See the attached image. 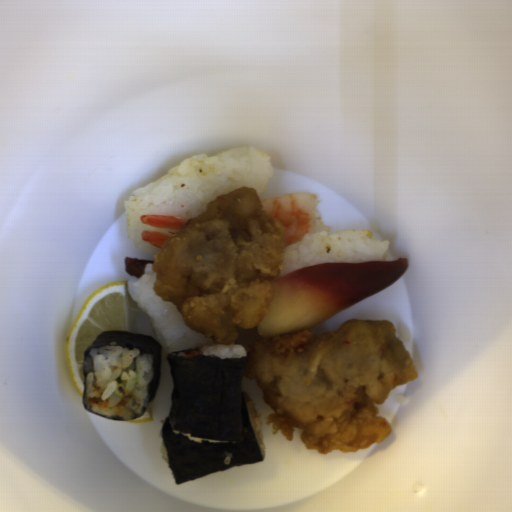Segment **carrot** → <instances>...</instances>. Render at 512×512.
Segmentation results:
<instances>
[{"label":"carrot","mask_w":512,"mask_h":512,"mask_svg":"<svg viewBox=\"0 0 512 512\" xmlns=\"http://www.w3.org/2000/svg\"><path fill=\"white\" fill-rule=\"evenodd\" d=\"M88 401H89L90 405H97V406L102 407V408L109 407L108 401H103V400H101L100 398H97V397L90 398V399H88Z\"/></svg>","instance_id":"b8716197"},{"label":"carrot","mask_w":512,"mask_h":512,"mask_svg":"<svg viewBox=\"0 0 512 512\" xmlns=\"http://www.w3.org/2000/svg\"><path fill=\"white\" fill-rule=\"evenodd\" d=\"M93 387H94V390H96V391H99V389H100V386L98 387L96 384Z\"/></svg>","instance_id":"07d2c1c8"},{"label":"carrot","mask_w":512,"mask_h":512,"mask_svg":"<svg viewBox=\"0 0 512 512\" xmlns=\"http://www.w3.org/2000/svg\"><path fill=\"white\" fill-rule=\"evenodd\" d=\"M202 348H198L196 350H189V351H184V355L186 358H194V357H198V356H203L202 354Z\"/></svg>","instance_id":"cead05ca"},{"label":"carrot","mask_w":512,"mask_h":512,"mask_svg":"<svg viewBox=\"0 0 512 512\" xmlns=\"http://www.w3.org/2000/svg\"><path fill=\"white\" fill-rule=\"evenodd\" d=\"M127 402H128V401H127L126 399H123V400H121L120 402H118V403H117L116 407H117V408L125 407V406H126V404H127Z\"/></svg>","instance_id":"1c9b5961"}]
</instances>
